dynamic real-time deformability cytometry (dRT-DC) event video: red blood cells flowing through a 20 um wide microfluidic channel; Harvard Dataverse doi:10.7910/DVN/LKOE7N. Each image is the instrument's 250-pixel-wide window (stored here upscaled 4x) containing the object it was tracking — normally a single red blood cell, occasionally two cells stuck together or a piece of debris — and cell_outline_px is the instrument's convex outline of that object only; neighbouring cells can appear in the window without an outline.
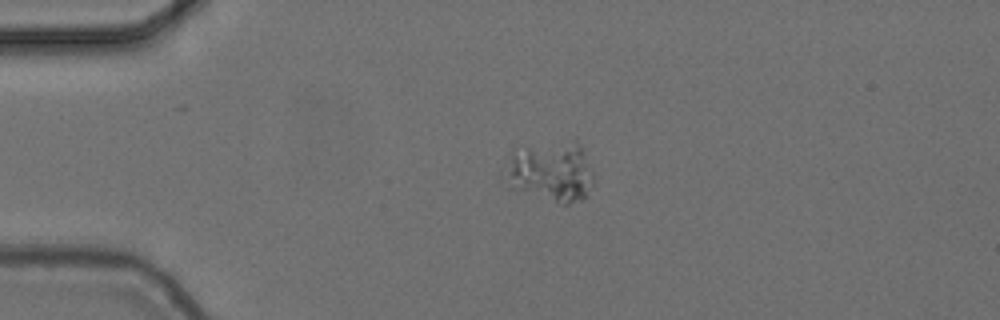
{"species": "common noctule bat (a hibernating species)", "species_latin": "Nyctalus noctula", "temperature_condition": "cold", "stored_images_in_passage": 44, "camera_frame_rate_fps": 3000, "um_per_image_px": 0.085, "animal": {"sex": "female", "body_mass_g": 24.6, "forearm_length_mm": 56.2}, "frame": {"image": 1, "passage_image": 1, "time_ms": 0.0, "image_size_px": [1000, 320], "cell_outline_px": [[592, 184], [588, 196], [568, 204], [564, 204], [508, 188], [500, 180], [500, 168], [512, 148], [576, 136], [592, 168]], "centroid_in_image_um": [46.69, 14.5], "position_along_channel_um": 38.3, "area_um2": 33.29}}
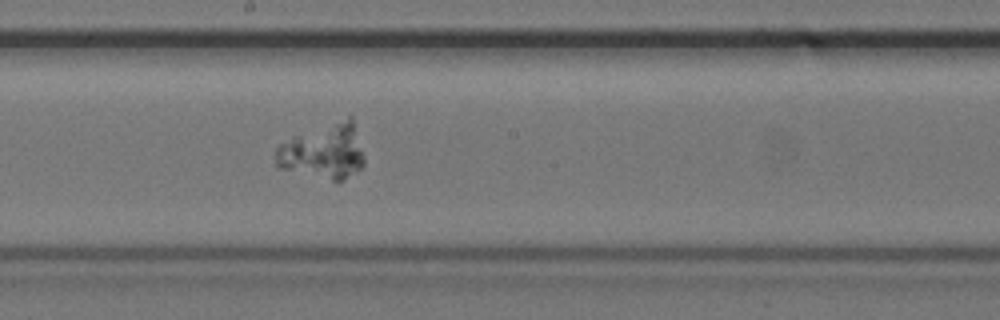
{"frame": {"image": 2, "passage_image": 19, "time_ms": 6.0, "image_size_px": [1000, 320], "cell_outline_px": [[364, 164], [360, 168], [344, 180], [332, 180], [276, 168], [276, 148], [280, 144], [292, 136], [348, 116], [352, 116], [364, 156]], "centroid_in_image_um": [27.49, 12.86], "position_along_channel_um": 220.7, "area_um2": 28.44}}
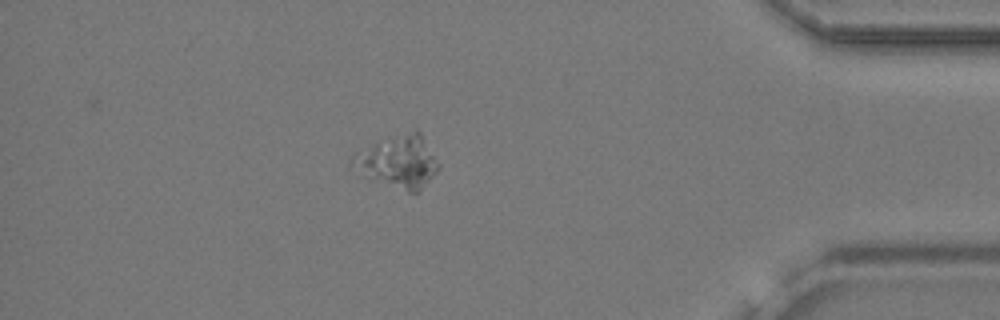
{"frame": {"image": 3, "passage_image": 37, "time_ms": 12.0, "image_size_px": [1000, 320], "cell_outline_px": [[440, 168], [420, 192], [408, 192], [360, 176], [348, 164], [348, 160], [356, 152], [372, 144], [416, 128], [420, 132], [440, 164]], "centroid_in_image_um": [33.82, 13.76], "position_along_channel_um": 401.4, "area_um2": 26.7}}